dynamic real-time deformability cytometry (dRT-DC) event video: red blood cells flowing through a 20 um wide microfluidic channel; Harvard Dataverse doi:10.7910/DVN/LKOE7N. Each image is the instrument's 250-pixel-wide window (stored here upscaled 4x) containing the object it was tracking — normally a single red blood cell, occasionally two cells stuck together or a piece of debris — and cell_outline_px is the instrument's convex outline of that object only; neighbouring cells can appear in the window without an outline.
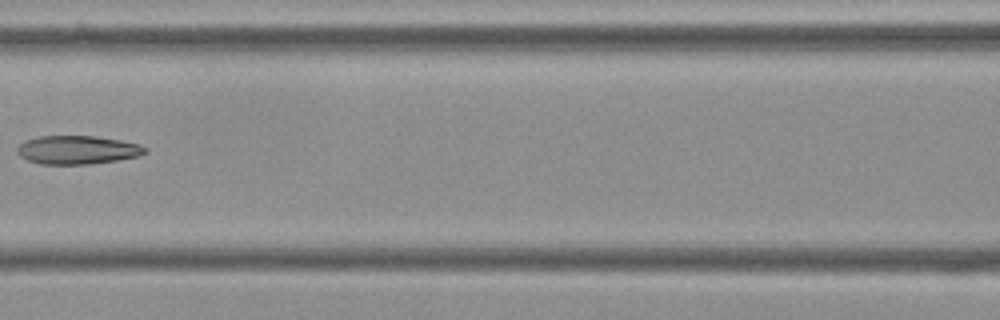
{"species": "Egyptian fruit bat (a non-hibernating species)", "species_latin": "Rousettus aegyptiacus", "temperature_condition": "cold", "stored_images_in_passage": 7, "camera_frame_rate_fps": 3000, "um_per_image_px": 0.085, "frame": {"image": 1, "passage_image": 6, "time_ms": 1.667, "image_size_px": [1000, 320], "cell_outline_px": [[148, 152], [140, 156], [116, 160], [88, 164], [40, 164], [28, 160], [20, 156], [16, 152], [16, 148], [24, 140], [36, 136], [96, 136], [120, 140], [140, 144], [148, 148]], "centroid_in_image_um": [6.58, 12.73], "position_along_channel_um": 160.0, "area_um2": 21.44}}
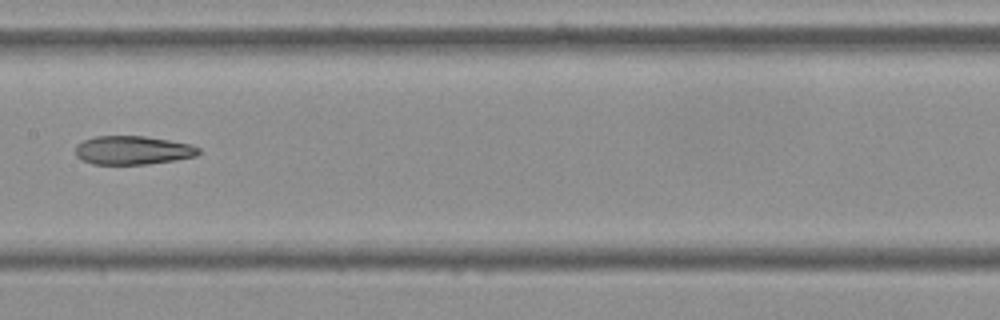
{"frame": {"image": 2, "passage_image": 7, "time_ms": 2.0, "image_size_px": [1000, 320], "cell_outline_px": [[200, 152], [196, 156], [176, 160], [148, 164], [92, 164], [80, 160], [76, 156], [76, 144], [84, 140], [96, 136], [144, 136], [168, 140], [188, 144], [200, 148]], "centroid_in_image_um": [11.26, 12.78], "position_along_channel_um": 196.1, "area_um2": 20.58}}